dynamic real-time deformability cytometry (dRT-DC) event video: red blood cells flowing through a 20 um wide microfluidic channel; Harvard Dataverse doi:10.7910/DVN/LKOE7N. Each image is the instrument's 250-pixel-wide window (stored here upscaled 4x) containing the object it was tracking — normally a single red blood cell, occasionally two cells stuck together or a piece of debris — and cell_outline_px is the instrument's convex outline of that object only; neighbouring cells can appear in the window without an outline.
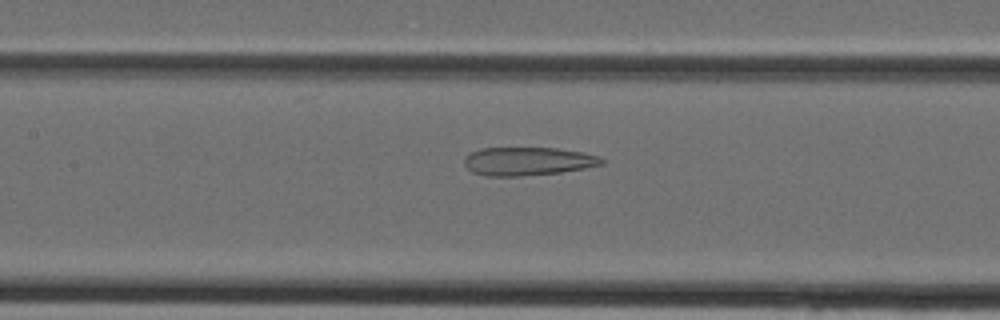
{"species": "Egyptian fruit bat (a non-hibernating species)", "species_latin": "Rousettus aegyptiacus", "temperature_condition": "cold", "stored_images_in_passage": 39, "camera_frame_rate_fps": 3000, "um_per_image_px": 0.085, "animal": {"sex": "female"}, "frame": {"image": 1, "passage_image": 18, "time_ms": 5.667, "image_size_px": [1000, 320], "cell_outline_px": [[604, 164], [584, 168], [560, 172], [520, 176], [484, 176], [472, 172], [464, 164], [464, 156], [480, 148], [556, 148], [584, 152], [600, 156], [604, 160]], "centroid_in_image_um": [44.86, 13.7], "position_along_channel_um": 162.5, "area_um2": 22.77}}
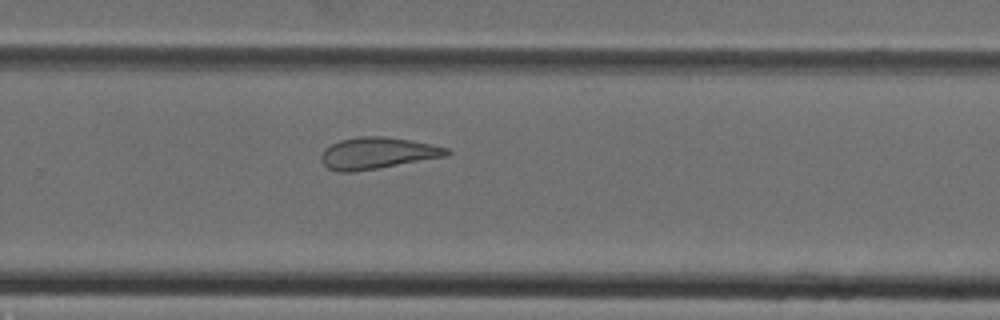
{"frame": {"image": 2, "passage_image": 26, "time_ms": 8.333, "image_size_px": [1000, 320], "cell_outline_px": [[452, 152], [448, 156], [352, 172], [336, 172], [328, 168], [320, 160], [320, 156], [324, 148], [340, 140], [360, 136], [384, 136], [412, 140], [448, 148]], "centroid_in_image_um": [32.06, 13.01], "position_along_channel_um": 297.7, "area_um2": 23.12}}
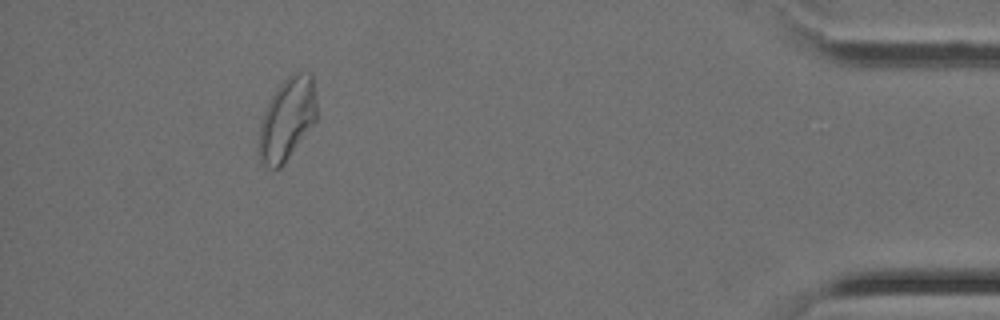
{"frame": {"image": 3, "passage_image": 36, "time_ms": 11.667, "image_size_px": [1000, 320], "cell_outline_px": [[316, 120], [284, 164], [280, 168], [264, 168], [260, 160], [260, 124], [264, 112], [276, 88], [288, 76], [296, 72], [312, 72], [316, 92]], "centroid_in_image_um": [24.43, 10.1], "position_along_channel_um": 410.8, "area_um2": 27.63}}